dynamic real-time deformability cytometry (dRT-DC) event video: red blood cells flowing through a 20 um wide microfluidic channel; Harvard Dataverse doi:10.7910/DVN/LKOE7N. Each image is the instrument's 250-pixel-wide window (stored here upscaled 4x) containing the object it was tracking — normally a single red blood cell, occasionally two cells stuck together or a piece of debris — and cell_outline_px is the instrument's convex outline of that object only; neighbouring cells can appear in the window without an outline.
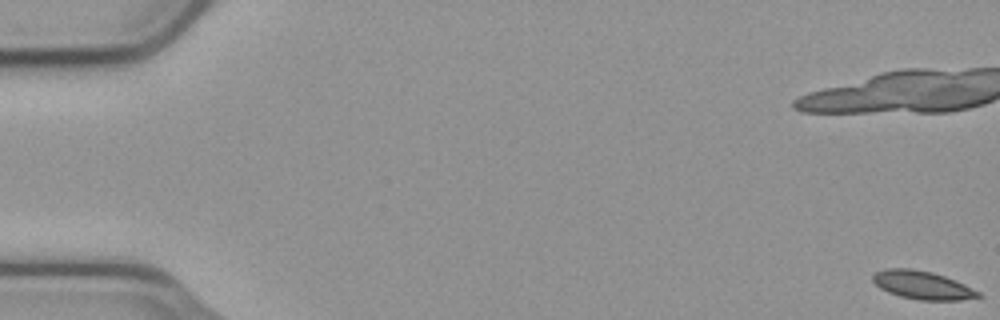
{"species": "common noctule bat (a hibernating species)", "species_latin": "Nyctalus noctula", "temperature_condition": "cold", "stored_images_in_passage": 29, "camera_frame_rate_fps": 3000, "um_per_image_px": 0.085, "animal": {"sex": "male", "body_mass_g": 23.1, "forearm_length_mm": 52.7}, "frame": {"image": 1, "passage_image": 1, "time_ms": 0.0, "image_size_px": [1000, 320], "cell_outline_px": [[984, 296], [960, 300], [920, 300], [900, 296], [888, 292], [880, 288], [872, 280], [872, 276], [876, 272], [884, 268], [912, 268], [932, 272], [956, 280], [980, 292]], "centroid_in_image_um": [78.41, 24.23], "position_along_channel_um": 6.6, "area_um2": 17.4}}